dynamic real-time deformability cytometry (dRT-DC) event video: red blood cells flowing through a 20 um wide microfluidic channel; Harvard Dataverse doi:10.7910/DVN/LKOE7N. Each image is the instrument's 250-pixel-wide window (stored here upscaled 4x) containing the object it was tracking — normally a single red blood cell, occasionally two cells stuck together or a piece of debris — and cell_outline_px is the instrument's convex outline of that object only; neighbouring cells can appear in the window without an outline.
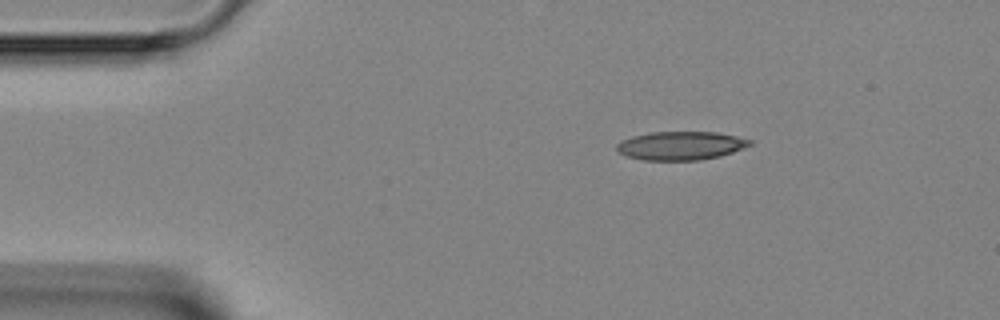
{"species": "Egyptian fruit bat (a non-hibernating species)", "species_latin": "Rousettus aegyptiacus", "temperature_condition": "room temperature", "stored_images_in_passage": 3, "camera_frame_rate_fps": 3000, "um_per_image_px": 0.085, "animal": {"sex": "female"}, "frame": {"image": 1, "passage_image": 1, "time_ms": 0.0, "image_size_px": [1000, 320], "cell_outline_px": [[752, 144], [732, 152], [720, 156], [700, 160], [644, 160], [628, 156], [620, 152], [616, 148], [616, 144], [620, 140], [632, 136], [652, 132], [716, 132], [736, 136], [752, 140]], "centroid_in_image_um": [57.85, 12.38], "position_along_channel_um": 27.1, "area_um2": 22.02}}